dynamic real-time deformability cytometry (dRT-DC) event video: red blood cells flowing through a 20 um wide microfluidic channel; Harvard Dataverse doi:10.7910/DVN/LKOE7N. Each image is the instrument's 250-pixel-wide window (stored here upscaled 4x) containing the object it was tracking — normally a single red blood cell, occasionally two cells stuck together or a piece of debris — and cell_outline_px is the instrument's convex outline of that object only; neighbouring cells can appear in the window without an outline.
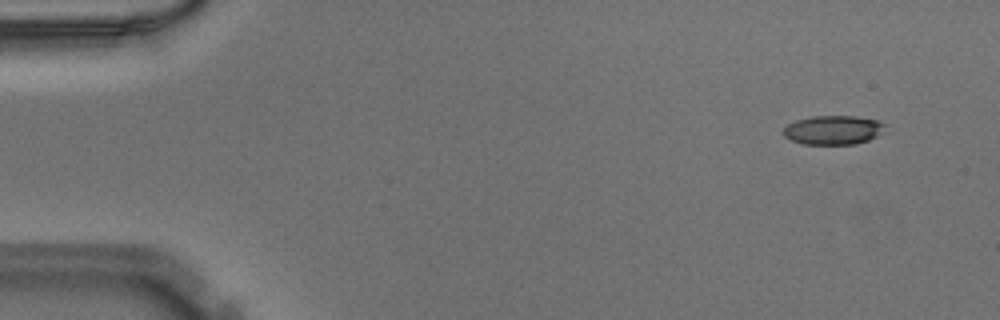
{"species": "Egyptian fruit bat (a non-hibernating species)", "species_latin": "Rousettus aegyptiacus", "temperature_condition": "warm", "stored_images_in_passage": 51, "camera_frame_rate_fps": 3000, "um_per_image_px": 0.085, "animal": {"sex": "male"}, "frame": {"image": 1, "passage_image": 4, "time_ms": 1.0, "image_size_px": [1000, 320], "cell_outline_px": [[888, 124], [876, 136], [868, 140], [856, 144], [804, 144], [792, 140], [784, 136], [780, 132], [788, 124], [796, 120], [812, 116], [856, 116], [876, 120]], "centroid_in_image_um": [70.8, 11.04], "position_along_channel_um": 14.2, "area_um2": 17.22}}
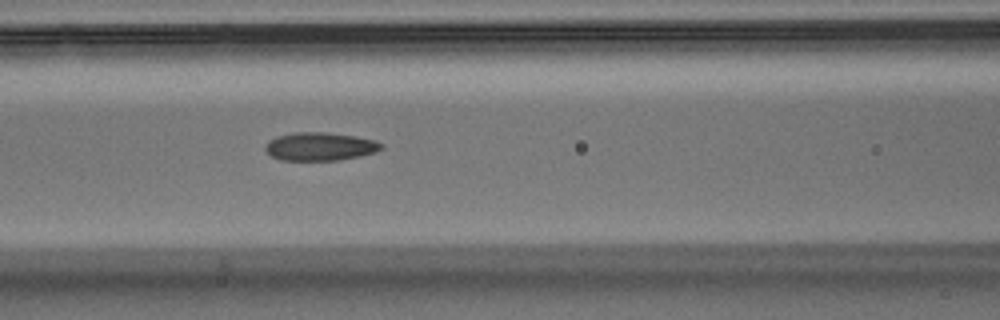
{"frame": {"image": 2, "passage_image": 22, "time_ms": 7.0, "image_size_px": [1000, 320], "cell_outline_px": [[384, 148], [376, 152], [360, 156], [340, 160], [280, 160], [272, 156], [264, 148], [264, 144], [268, 140], [276, 136], [296, 132], [324, 132], [356, 136], [376, 140], [384, 144]], "centroid_in_image_um": [27.22, 12.45], "position_along_channel_um": 139.4, "area_um2": 19.31}}
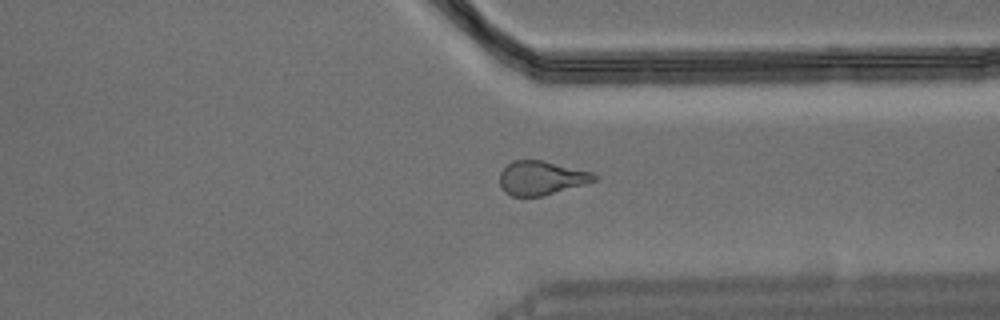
{"frame": {"image": 3, "passage_image": 39, "time_ms": 12.667, "image_size_px": [1000, 320], "cell_outline_px": [[600, 176], [596, 180], [584, 184], [540, 196], [512, 196], [504, 192], [500, 184], [500, 172], [512, 160], [544, 160], [592, 172]], "centroid_in_image_um": [46.01, 15.11], "position_along_channel_um": 365.4, "area_um2": 18.61}}